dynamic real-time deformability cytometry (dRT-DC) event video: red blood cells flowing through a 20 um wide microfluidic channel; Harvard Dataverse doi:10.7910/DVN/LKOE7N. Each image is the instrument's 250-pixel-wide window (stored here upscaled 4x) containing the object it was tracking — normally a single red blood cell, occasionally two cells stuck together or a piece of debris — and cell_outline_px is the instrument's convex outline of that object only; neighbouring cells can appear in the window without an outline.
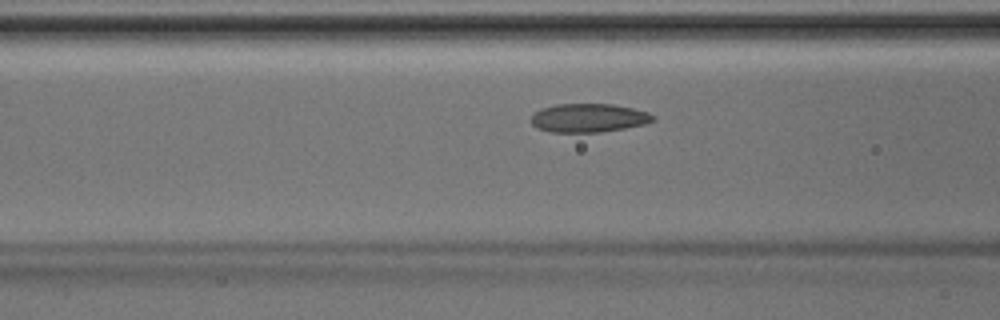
{"species": "Egyptian fruit bat (a non-hibernating species)", "species_latin": "Rousettus aegyptiacus", "temperature_condition": "room temperature", "stored_images_in_passage": 42, "camera_frame_rate_fps": 3000, "um_per_image_px": 0.085, "animal": {"sex": "male"}, "frame": {"image": 1, "passage_image": 14, "time_ms": 4.333, "image_size_px": [1000, 320], "cell_outline_px": [[656, 120], [644, 124], [624, 128], [600, 132], [552, 132], [536, 128], [532, 124], [532, 112], [540, 108], [556, 104], [612, 104], [632, 108], [648, 112], [656, 116]], "centroid_in_image_um": [50.02, 10.02], "position_along_channel_um": 116.6, "area_um2": 20.46}}
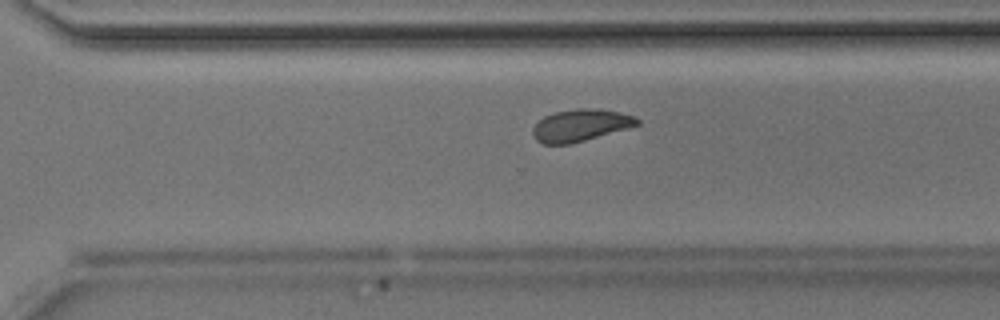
{"frame": {"image": 2, "passage_image": 28, "time_ms": 9.0, "image_size_px": [1000, 320], "cell_outline_px": [[640, 124], [572, 144], [544, 144], [536, 140], [532, 136], [532, 128], [544, 116], [556, 112], [576, 108], [596, 108], [616, 112], [632, 116], [640, 120]], "centroid_in_image_um": [49.29, 10.66], "position_along_channel_um": 321.3, "area_um2": 19.31}}
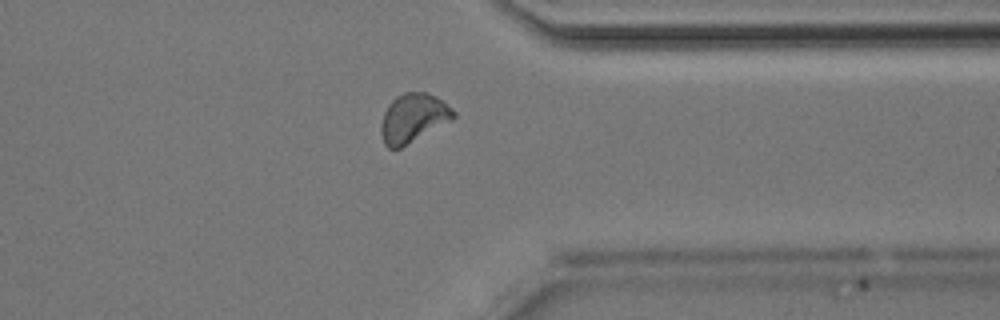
{"frame": {"image": 3, "passage_image": 32, "time_ms": 10.333, "image_size_px": [1000, 320], "cell_outline_px": [[456, 116], [452, 120], [400, 148], [388, 148], [384, 144], [380, 132], [380, 124], [384, 112], [388, 104], [396, 96], [404, 92], [428, 92], [436, 96], [452, 108], [456, 112]], "centroid_in_image_um": [35.11, 10.02], "position_along_channel_um": 376.3, "area_um2": 20.69}}